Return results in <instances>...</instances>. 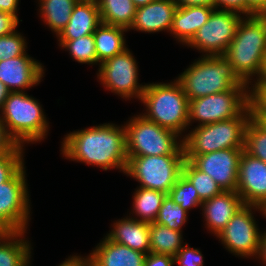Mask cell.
Wrapping results in <instances>:
<instances>
[{"label": "cell", "mask_w": 266, "mask_h": 266, "mask_svg": "<svg viewBox=\"0 0 266 266\" xmlns=\"http://www.w3.org/2000/svg\"><path fill=\"white\" fill-rule=\"evenodd\" d=\"M6 233L7 231L2 226H0V238L4 236Z\"/></svg>", "instance_id": "f5cc1de1"}, {"label": "cell", "mask_w": 266, "mask_h": 266, "mask_svg": "<svg viewBox=\"0 0 266 266\" xmlns=\"http://www.w3.org/2000/svg\"><path fill=\"white\" fill-rule=\"evenodd\" d=\"M243 205L236 191H222L211 199L203 201L201 210L206 229L217 237Z\"/></svg>", "instance_id": "e0dca14e"}, {"label": "cell", "mask_w": 266, "mask_h": 266, "mask_svg": "<svg viewBox=\"0 0 266 266\" xmlns=\"http://www.w3.org/2000/svg\"><path fill=\"white\" fill-rule=\"evenodd\" d=\"M252 119L266 131V114H252Z\"/></svg>", "instance_id": "c3c4849f"}, {"label": "cell", "mask_w": 266, "mask_h": 266, "mask_svg": "<svg viewBox=\"0 0 266 266\" xmlns=\"http://www.w3.org/2000/svg\"><path fill=\"white\" fill-rule=\"evenodd\" d=\"M27 42L25 37L17 30L0 36V61L15 58L26 53Z\"/></svg>", "instance_id": "836d02e7"}, {"label": "cell", "mask_w": 266, "mask_h": 266, "mask_svg": "<svg viewBox=\"0 0 266 266\" xmlns=\"http://www.w3.org/2000/svg\"><path fill=\"white\" fill-rule=\"evenodd\" d=\"M43 22L58 36L70 20L79 0H38Z\"/></svg>", "instance_id": "484cf974"}, {"label": "cell", "mask_w": 266, "mask_h": 266, "mask_svg": "<svg viewBox=\"0 0 266 266\" xmlns=\"http://www.w3.org/2000/svg\"><path fill=\"white\" fill-rule=\"evenodd\" d=\"M182 174L193 184L202 201L211 199L223 191L211 176L197 169L189 160L185 159Z\"/></svg>", "instance_id": "f1b7e54d"}, {"label": "cell", "mask_w": 266, "mask_h": 266, "mask_svg": "<svg viewBox=\"0 0 266 266\" xmlns=\"http://www.w3.org/2000/svg\"><path fill=\"white\" fill-rule=\"evenodd\" d=\"M185 155L127 157L125 175L140 183L139 187L169 194L182 174Z\"/></svg>", "instance_id": "ba28073f"}, {"label": "cell", "mask_w": 266, "mask_h": 266, "mask_svg": "<svg viewBox=\"0 0 266 266\" xmlns=\"http://www.w3.org/2000/svg\"><path fill=\"white\" fill-rule=\"evenodd\" d=\"M215 7L189 6L177 7L173 16L170 34L176 41L187 45L210 17Z\"/></svg>", "instance_id": "7402d4cb"}, {"label": "cell", "mask_w": 266, "mask_h": 266, "mask_svg": "<svg viewBox=\"0 0 266 266\" xmlns=\"http://www.w3.org/2000/svg\"><path fill=\"white\" fill-rule=\"evenodd\" d=\"M101 23L130 31L137 7L132 0H96Z\"/></svg>", "instance_id": "d4e9b609"}, {"label": "cell", "mask_w": 266, "mask_h": 266, "mask_svg": "<svg viewBox=\"0 0 266 266\" xmlns=\"http://www.w3.org/2000/svg\"><path fill=\"white\" fill-rule=\"evenodd\" d=\"M183 233L165 225L151 223L149 229L150 252L174 257L184 245Z\"/></svg>", "instance_id": "83f0119b"}, {"label": "cell", "mask_w": 266, "mask_h": 266, "mask_svg": "<svg viewBox=\"0 0 266 266\" xmlns=\"http://www.w3.org/2000/svg\"><path fill=\"white\" fill-rule=\"evenodd\" d=\"M266 15V0H246V16Z\"/></svg>", "instance_id": "b9f144b4"}, {"label": "cell", "mask_w": 266, "mask_h": 266, "mask_svg": "<svg viewBox=\"0 0 266 266\" xmlns=\"http://www.w3.org/2000/svg\"><path fill=\"white\" fill-rule=\"evenodd\" d=\"M144 266H174V257L149 252L145 255Z\"/></svg>", "instance_id": "ab89813d"}, {"label": "cell", "mask_w": 266, "mask_h": 266, "mask_svg": "<svg viewBox=\"0 0 266 266\" xmlns=\"http://www.w3.org/2000/svg\"><path fill=\"white\" fill-rule=\"evenodd\" d=\"M62 156L71 161L125 173L127 166L126 129L124 125L104 123L73 131L61 144Z\"/></svg>", "instance_id": "6da1fadb"}, {"label": "cell", "mask_w": 266, "mask_h": 266, "mask_svg": "<svg viewBox=\"0 0 266 266\" xmlns=\"http://www.w3.org/2000/svg\"><path fill=\"white\" fill-rule=\"evenodd\" d=\"M187 214V211L180 204H176L170 195L167 194L159 209L155 223L183 232L182 226L187 222Z\"/></svg>", "instance_id": "4dcf8cb0"}, {"label": "cell", "mask_w": 266, "mask_h": 266, "mask_svg": "<svg viewBox=\"0 0 266 266\" xmlns=\"http://www.w3.org/2000/svg\"><path fill=\"white\" fill-rule=\"evenodd\" d=\"M176 8L175 0H155L138 7L130 29L146 33L170 32Z\"/></svg>", "instance_id": "ac0fdd59"}, {"label": "cell", "mask_w": 266, "mask_h": 266, "mask_svg": "<svg viewBox=\"0 0 266 266\" xmlns=\"http://www.w3.org/2000/svg\"><path fill=\"white\" fill-rule=\"evenodd\" d=\"M176 80L181 84L188 100L228 91L235 86H248L223 55H202Z\"/></svg>", "instance_id": "3957f363"}, {"label": "cell", "mask_w": 266, "mask_h": 266, "mask_svg": "<svg viewBox=\"0 0 266 266\" xmlns=\"http://www.w3.org/2000/svg\"><path fill=\"white\" fill-rule=\"evenodd\" d=\"M124 127L127 157L185 155L180 135L141 114L130 118Z\"/></svg>", "instance_id": "52a82bcc"}, {"label": "cell", "mask_w": 266, "mask_h": 266, "mask_svg": "<svg viewBox=\"0 0 266 266\" xmlns=\"http://www.w3.org/2000/svg\"><path fill=\"white\" fill-rule=\"evenodd\" d=\"M257 258L262 260V264L266 265V230L262 233L260 250Z\"/></svg>", "instance_id": "bcb514c9"}, {"label": "cell", "mask_w": 266, "mask_h": 266, "mask_svg": "<svg viewBox=\"0 0 266 266\" xmlns=\"http://www.w3.org/2000/svg\"><path fill=\"white\" fill-rule=\"evenodd\" d=\"M58 266H91L89 256L72 255Z\"/></svg>", "instance_id": "7bdbcfd3"}, {"label": "cell", "mask_w": 266, "mask_h": 266, "mask_svg": "<svg viewBox=\"0 0 266 266\" xmlns=\"http://www.w3.org/2000/svg\"><path fill=\"white\" fill-rule=\"evenodd\" d=\"M112 227L106 235L109 240L144 254L150 252L149 223L127 216L114 222Z\"/></svg>", "instance_id": "44dd1931"}, {"label": "cell", "mask_w": 266, "mask_h": 266, "mask_svg": "<svg viewBox=\"0 0 266 266\" xmlns=\"http://www.w3.org/2000/svg\"><path fill=\"white\" fill-rule=\"evenodd\" d=\"M44 71V66L27 53L0 61V80L10 92H24L37 86L44 77Z\"/></svg>", "instance_id": "2e32d148"}, {"label": "cell", "mask_w": 266, "mask_h": 266, "mask_svg": "<svg viewBox=\"0 0 266 266\" xmlns=\"http://www.w3.org/2000/svg\"><path fill=\"white\" fill-rule=\"evenodd\" d=\"M260 212L262 213L261 215H263L265 218H266V202L263 203L261 206H260Z\"/></svg>", "instance_id": "816d5d0a"}, {"label": "cell", "mask_w": 266, "mask_h": 266, "mask_svg": "<svg viewBox=\"0 0 266 266\" xmlns=\"http://www.w3.org/2000/svg\"><path fill=\"white\" fill-rule=\"evenodd\" d=\"M19 20L7 12L0 11V36H5L16 30Z\"/></svg>", "instance_id": "f35d334b"}, {"label": "cell", "mask_w": 266, "mask_h": 266, "mask_svg": "<svg viewBox=\"0 0 266 266\" xmlns=\"http://www.w3.org/2000/svg\"><path fill=\"white\" fill-rule=\"evenodd\" d=\"M236 192L244 205L260 207L266 202V163L245 150L239 161Z\"/></svg>", "instance_id": "9a60e30c"}, {"label": "cell", "mask_w": 266, "mask_h": 266, "mask_svg": "<svg viewBox=\"0 0 266 266\" xmlns=\"http://www.w3.org/2000/svg\"><path fill=\"white\" fill-rule=\"evenodd\" d=\"M242 18L236 12L214 9L187 46L196 48L205 56L223 55L234 39Z\"/></svg>", "instance_id": "4fadbf2b"}, {"label": "cell", "mask_w": 266, "mask_h": 266, "mask_svg": "<svg viewBox=\"0 0 266 266\" xmlns=\"http://www.w3.org/2000/svg\"><path fill=\"white\" fill-rule=\"evenodd\" d=\"M223 57L238 77L252 87L260 78L266 60V15L243 17Z\"/></svg>", "instance_id": "7a4b0ae2"}, {"label": "cell", "mask_w": 266, "mask_h": 266, "mask_svg": "<svg viewBox=\"0 0 266 266\" xmlns=\"http://www.w3.org/2000/svg\"><path fill=\"white\" fill-rule=\"evenodd\" d=\"M24 165L0 184V226L7 232L27 231L30 199Z\"/></svg>", "instance_id": "8fae6325"}, {"label": "cell", "mask_w": 266, "mask_h": 266, "mask_svg": "<svg viewBox=\"0 0 266 266\" xmlns=\"http://www.w3.org/2000/svg\"><path fill=\"white\" fill-rule=\"evenodd\" d=\"M253 86H266V60L264 63V68L260 78L253 84Z\"/></svg>", "instance_id": "681fc988"}, {"label": "cell", "mask_w": 266, "mask_h": 266, "mask_svg": "<svg viewBox=\"0 0 266 266\" xmlns=\"http://www.w3.org/2000/svg\"><path fill=\"white\" fill-rule=\"evenodd\" d=\"M251 114H266V86L250 87Z\"/></svg>", "instance_id": "8d00e7d4"}, {"label": "cell", "mask_w": 266, "mask_h": 266, "mask_svg": "<svg viewBox=\"0 0 266 266\" xmlns=\"http://www.w3.org/2000/svg\"><path fill=\"white\" fill-rule=\"evenodd\" d=\"M127 31L125 28L104 23H101L96 28L93 36L99 66L103 61L127 49L126 39L124 37V32Z\"/></svg>", "instance_id": "cb8c5ba5"}, {"label": "cell", "mask_w": 266, "mask_h": 266, "mask_svg": "<svg viewBox=\"0 0 266 266\" xmlns=\"http://www.w3.org/2000/svg\"><path fill=\"white\" fill-rule=\"evenodd\" d=\"M59 46L69 52L78 63L94 65L98 64L93 34L74 40H58Z\"/></svg>", "instance_id": "f546056e"}, {"label": "cell", "mask_w": 266, "mask_h": 266, "mask_svg": "<svg viewBox=\"0 0 266 266\" xmlns=\"http://www.w3.org/2000/svg\"><path fill=\"white\" fill-rule=\"evenodd\" d=\"M25 92H10L0 111L8 135L21 146L44 140L49 128L42 105Z\"/></svg>", "instance_id": "5b68a950"}, {"label": "cell", "mask_w": 266, "mask_h": 266, "mask_svg": "<svg viewBox=\"0 0 266 266\" xmlns=\"http://www.w3.org/2000/svg\"><path fill=\"white\" fill-rule=\"evenodd\" d=\"M16 145V142L8 135L5 124L0 118V156L10 152Z\"/></svg>", "instance_id": "60d3db41"}, {"label": "cell", "mask_w": 266, "mask_h": 266, "mask_svg": "<svg viewBox=\"0 0 266 266\" xmlns=\"http://www.w3.org/2000/svg\"><path fill=\"white\" fill-rule=\"evenodd\" d=\"M215 9L232 11L246 16V0H215Z\"/></svg>", "instance_id": "74e56055"}, {"label": "cell", "mask_w": 266, "mask_h": 266, "mask_svg": "<svg viewBox=\"0 0 266 266\" xmlns=\"http://www.w3.org/2000/svg\"><path fill=\"white\" fill-rule=\"evenodd\" d=\"M200 249L191 248L185 243L182 248L174 256V264L179 266H203L204 259Z\"/></svg>", "instance_id": "d590c367"}, {"label": "cell", "mask_w": 266, "mask_h": 266, "mask_svg": "<svg viewBox=\"0 0 266 266\" xmlns=\"http://www.w3.org/2000/svg\"><path fill=\"white\" fill-rule=\"evenodd\" d=\"M97 78L105 89L127 100L134 97L141 100L146 86L138 83V66L128 48L103 61Z\"/></svg>", "instance_id": "7c38bea8"}, {"label": "cell", "mask_w": 266, "mask_h": 266, "mask_svg": "<svg viewBox=\"0 0 266 266\" xmlns=\"http://www.w3.org/2000/svg\"><path fill=\"white\" fill-rule=\"evenodd\" d=\"M244 150L251 156L266 163V131L252 118L245 129Z\"/></svg>", "instance_id": "d6a6232c"}, {"label": "cell", "mask_w": 266, "mask_h": 266, "mask_svg": "<svg viewBox=\"0 0 266 266\" xmlns=\"http://www.w3.org/2000/svg\"><path fill=\"white\" fill-rule=\"evenodd\" d=\"M145 255L105 236L88 256L91 266H144Z\"/></svg>", "instance_id": "d6986e66"}, {"label": "cell", "mask_w": 266, "mask_h": 266, "mask_svg": "<svg viewBox=\"0 0 266 266\" xmlns=\"http://www.w3.org/2000/svg\"><path fill=\"white\" fill-rule=\"evenodd\" d=\"M133 194V213L131 214H135L136 216L131 218L149 224L155 223L159 209L167 194L141 187L136 188Z\"/></svg>", "instance_id": "4316f807"}, {"label": "cell", "mask_w": 266, "mask_h": 266, "mask_svg": "<svg viewBox=\"0 0 266 266\" xmlns=\"http://www.w3.org/2000/svg\"><path fill=\"white\" fill-rule=\"evenodd\" d=\"M253 210L261 211L259 206L243 205L217 235L224 248L235 256L257 258L259 255L263 231L256 224Z\"/></svg>", "instance_id": "30bf717a"}, {"label": "cell", "mask_w": 266, "mask_h": 266, "mask_svg": "<svg viewBox=\"0 0 266 266\" xmlns=\"http://www.w3.org/2000/svg\"><path fill=\"white\" fill-rule=\"evenodd\" d=\"M132 1L135 4V6L138 8V7H141V6H145L148 3L152 2V1H155V0H132Z\"/></svg>", "instance_id": "f907efd6"}, {"label": "cell", "mask_w": 266, "mask_h": 266, "mask_svg": "<svg viewBox=\"0 0 266 266\" xmlns=\"http://www.w3.org/2000/svg\"><path fill=\"white\" fill-rule=\"evenodd\" d=\"M169 195L176 204H180L187 212L189 209L201 207L203 202L193 184L183 174L179 176Z\"/></svg>", "instance_id": "1f68e13d"}, {"label": "cell", "mask_w": 266, "mask_h": 266, "mask_svg": "<svg viewBox=\"0 0 266 266\" xmlns=\"http://www.w3.org/2000/svg\"><path fill=\"white\" fill-rule=\"evenodd\" d=\"M18 5L19 0H0V11L12 14L19 20L17 15L19 10Z\"/></svg>", "instance_id": "ee69618b"}, {"label": "cell", "mask_w": 266, "mask_h": 266, "mask_svg": "<svg viewBox=\"0 0 266 266\" xmlns=\"http://www.w3.org/2000/svg\"><path fill=\"white\" fill-rule=\"evenodd\" d=\"M252 118L250 104L229 120L196 126L181 135L185 155H202L230 148H244L245 129Z\"/></svg>", "instance_id": "8992f818"}, {"label": "cell", "mask_w": 266, "mask_h": 266, "mask_svg": "<svg viewBox=\"0 0 266 266\" xmlns=\"http://www.w3.org/2000/svg\"><path fill=\"white\" fill-rule=\"evenodd\" d=\"M10 91L7 86L0 80V110L2 109L5 100L8 98Z\"/></svg>", "instance_id": "7dc6e473"}, {"label": "cell", "mask_w": 266, "mask_h": 266, "mask_svg": "<svg viewBox=\"0 0 266 266\" xmlns=\"http://www.w3.org/2000/svg\"><path fill=\"white\" fill-rule=\"evenodd\" d=\"M250 104V87L235 86L228 91L189 100L188 127L216 123L237 117Z\"/></svg>", "instance_id": "9c48e42d"}, {"label": "cell", "mask_w": 266, "mask_h": 266, "mask_svg": "<svg viewBox=\"0 0 266 266\" xmlns=\"http://www.w3.org/2000/svg\"><path fill=\"white\" fill-rule=\"evenodd\" d=\"M101 24L96 0H79L74 6L67 25L57 36L58 40H74L93 34Z\"/></svg>", "instance_id": "ffe728a7"}, {"label": "cell", "mask_w": 266, "mask_h": 266, "mask_svg": "<svg viewBox=\"0 0 266 266\" xmlns=\"http://www.w3.org/2000/svg\"><path fill=\"white\" fill-rule=\"evenodd\" d=\"M141 103L146 106V112L141 115L147 120L178 135L185 133V129L189 128V100L177 80L170 83L146 84Z\"/></svg>", "instance_id": "277c9868"}, {"label": "cell", "mask_w": 266, "mask_h": 266, "mask_svg": "<svg viewBox=\"0 0 266 266\" xmlns=\"http://www.w3.org/2000/svg\"><path fill=\"white\" fill-rule=\"evenodd\" d=\"M177 7L208 6L215 7V0H175Z\"/></svg>", "instance_id": "f6af8a7d"}, {"label": "cell", "mask_w": 266, "mask_h": 266, "mask_svg": "<svg viewBox=\"0 0 266 266\" xmlns=\"http://www.w3.org/2000/svg\"><path fill=\"white\" fill-rule=\"evenodd\" d=\"M26 232H7L0 238V266H30L32 247Z\"/></svg>", "instance_id": "603a6c76"}, {"label": "cell", "mask_w": 266, "mask_h": 266, "mask_svg": "<svg viewBox=\"0 0 266 266\" xmlns=\"http://www.w3.org/2000/svg\"><path fill=\"white\" fill-rule=\"evenodd\" d=\"M243 150L244 148L222 149L202 155H185V159L211 176L223 191H236Z\"/></svg>", "instance_id": "5bb4252c"}, {"label": "cell", "mask_w": 266, "mask_h": 266, "mask_svg": "<svg viewBox=\"0 0 266 266\" xmlns=\"http://www.w3.org/2000/svg\"><path fill=\"white\" fill-rule=\"evenodd\" d=\"M24 146L16 145L0 156V184L7 182L24 164Z\"/></svg>", "instance_id": "e575fe53"}]
</instances>
